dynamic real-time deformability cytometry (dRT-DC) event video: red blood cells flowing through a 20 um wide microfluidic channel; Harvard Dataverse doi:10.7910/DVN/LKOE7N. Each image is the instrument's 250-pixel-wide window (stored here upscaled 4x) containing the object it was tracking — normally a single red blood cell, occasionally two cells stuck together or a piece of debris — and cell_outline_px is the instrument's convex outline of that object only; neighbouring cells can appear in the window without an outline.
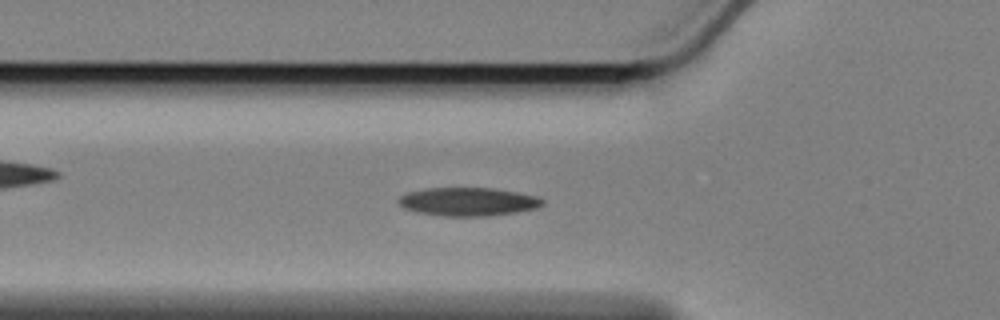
{"species": "Egyptian fruit bat (a non-hibernating species)", "species_latin": "Rousettus aegyptiacus", "temperature_condition": "cold", "stored_images_in_passage": 55, "camera_frame_rate_fps": 3000, "um_per_image_px": 0.085, "animal": {"sex": "female"}, "frame": {"image": 1, "passage_image": 15, "time_ms": 4.667, "image_size_px": [1000, 320], "cell_outline_px": [[544, 204], [536, 208], [516, 212], [492, 216], [440, 216], [416, 212], [404, 208], [396, 200], [400, 196], [408, 192], [424, 188], [492, 188], [516, 192], [536, 196], [544, 200]], "centroid_in_image_um": [39.76, 17.15], "position_along_channel_um": 86.0, "area_um2": 23.93}}
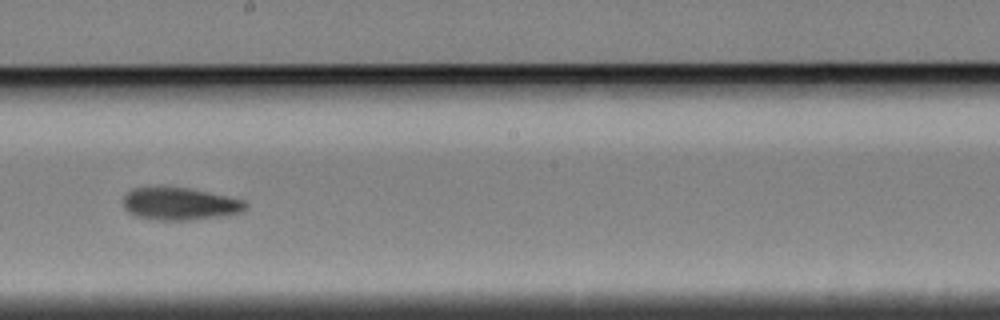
{"frame": {"image": 2, "passage_image": 28, "time_ms": 9.0, "image_size_px": [1000, 320], "cell_outline_px": [[248, 208], [244, 212], [228, 216], [192, 220], [156, 220], [136, 216], [128, 212], [124, 208], [124, 196], [132, 188], [188, 188], [244, 200], [248, 204]], "centroid_in_image_um": [15.35, 17.36], "position_along_channel_um": 232.9, "area_um2": 23.18}}
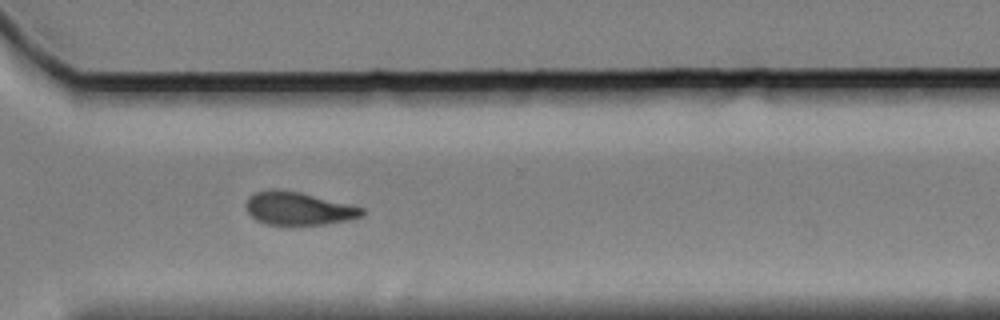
{"frame": {"image": 3, "passage_image": 38, "time_ms": 12.333, "image_size_px": [1000, 320], "cell_outline_px": [[364, 216], [348, 220], [324, 224], [264, 224], [256, 220], [248, 212], [248, 196], [256, 192], [272, 188], [276, 188], [300, 192], [364, 208]], "centroid_in_image_um": [25.37, 17.71], "position_along_channel_um": 345.2, "area_um2": 22.08}, "authors_computed_cell_mechanics": {"area_um2": 22.8888, "velocity_mm_per_s": 3.3709, "shape_relaxation_time_tau1_ms": 6.1094, "shape_relaxation_time_tau2_ms": null, "deformation_change_tau1": 0.1374, "deformation_change_tau2": null}}